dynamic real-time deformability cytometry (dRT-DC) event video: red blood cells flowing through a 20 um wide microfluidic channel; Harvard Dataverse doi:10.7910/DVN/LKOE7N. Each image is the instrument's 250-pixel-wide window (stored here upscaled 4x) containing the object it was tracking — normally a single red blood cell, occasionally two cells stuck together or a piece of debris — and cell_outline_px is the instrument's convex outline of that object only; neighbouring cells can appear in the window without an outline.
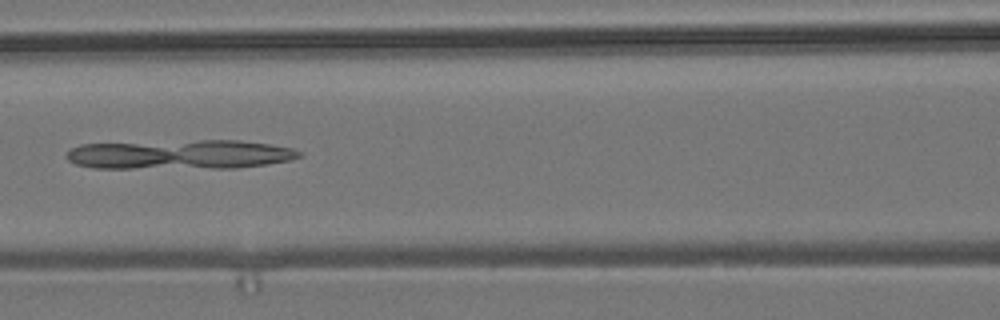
{"species": "common noctule bat (a hibernating species)", "species_latin": "Nyctalus noctula", "temperature_condition": "room temperature", "stored_images_in_passage": 6, "camera_frame_rate_fps": 3000, "um_per_image_px": 0.085, "animal": {"sex": "male", "body_mass_g": 19.2, "forearm_length_mm": 51.8}, "frame": {"image": 1, "passage_image": 6, "time_ms": 6.667, "image_size_px": [1000, 320], "cell_outline_px": [[304, 156], [292, 160], [268, 164], [236, 168], [92, 168], [76, 164], [68, 160], [68, 152], [72, 148], [80, 144], [200, 140], [240, 140], [268, 144], [292, 148], [304, 152]], "centroid_in_image_um": [15.37, 13.13], "position_along_channel_um": 151.2, "area_um2": 40.11}}